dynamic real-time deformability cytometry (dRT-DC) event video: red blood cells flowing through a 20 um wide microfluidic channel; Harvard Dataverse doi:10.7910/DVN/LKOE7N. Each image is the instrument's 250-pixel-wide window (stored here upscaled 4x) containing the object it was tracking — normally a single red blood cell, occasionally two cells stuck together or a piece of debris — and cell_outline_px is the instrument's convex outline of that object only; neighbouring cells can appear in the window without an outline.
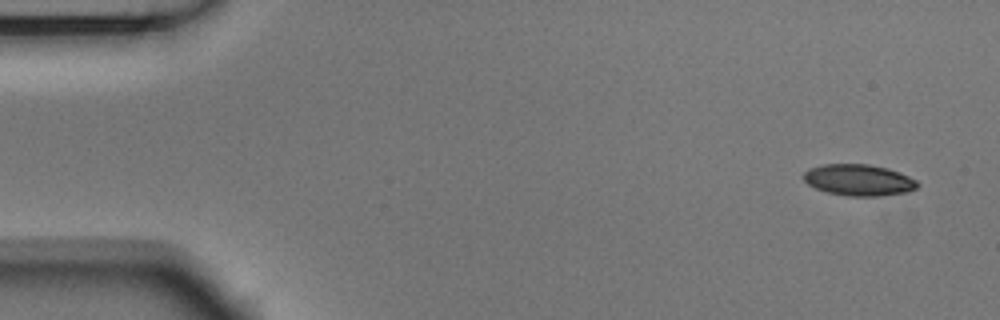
{"species": "Egyptian fruit bat (a non-hibernating species)", "species_latin": "Rousettus aegyptiacus", "temperature_condition": "room temperature", "stored_images_in_passage": 4, "camera_frame_rate_fps": 3000, "um_per_image_px": 0.085, "animal": {"sex": "male"}, "frame": {"image": 1, "passage_image": 1, "time_ms": 0.0, "image_size_px": [1000, 320], "cell_outline_px": [[920, 184], [916, 188], [908, 192], [880, 196], [848, 196], [828, 192], [816, 188], [808, 184], [804, 180], [804, 172], [808, 168], [824, 164], [868, 164], [888, 168], [900, 172], [916, 180]], "centroid_in_image_um": [73.01, 15.3], "position_along_channel_um": 12.0, "area_um2": 20.87}}
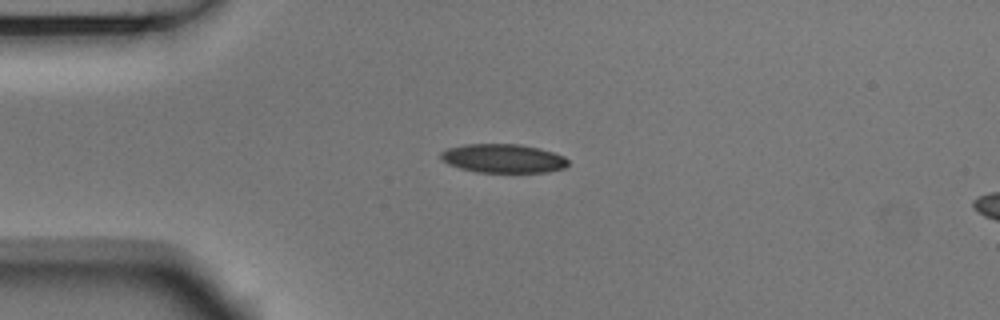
{"frame": {"image": 2, "passage_image": 4, "time_ms": 1.0, "image_size_px": [1000, 320], "cell_outline_px": [[568, 164], [564, 168], [544, 172], [476, 172], [460, 168], [448, 164], [440, 156], [440, 152], [448, 148], [464, 144], [520, 144], [540, 148], [564, 156], [568, 160]], "centroid_in_image_um": [42.76, 13.46], "position_along_channel_um": 42.2, "area_um2": 21.33}}